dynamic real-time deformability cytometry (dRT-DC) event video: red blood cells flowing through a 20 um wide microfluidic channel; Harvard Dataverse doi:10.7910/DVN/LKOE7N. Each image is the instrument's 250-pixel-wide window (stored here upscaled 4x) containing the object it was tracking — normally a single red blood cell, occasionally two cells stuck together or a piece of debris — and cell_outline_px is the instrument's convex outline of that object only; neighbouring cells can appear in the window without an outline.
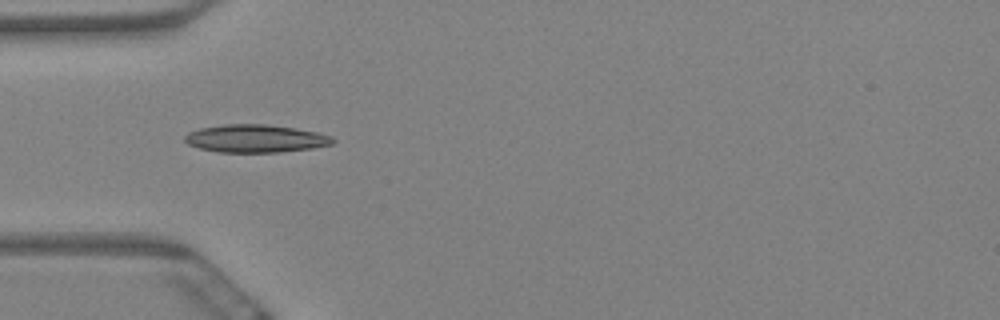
{"species": "Egyptian fruit bat (a non-hibernating species)", "species_latin": "Rousettus aegyptiacus", "temperature_condition": "warm", "stored_images_in_passage": 5, "camera_frame_rate_fps": 3000, "um_per_image_px": 0.085, "animal": {"sex": "female"}, "frame": {"image": 1, "passage_image": 3, "time_ms": 0.667, "image_size_px": [1000, 320], "cell_outline_px": [[336, 140], [332, 144], [312, 148], [276, 152], [220, 152], [200, 148], [188, 144], [184, 140], [184, 136], [188, 132], [200, 128], [224, 124], [264, 124], [296, 128], [316, 132], [332, 136]], "centroid_in_image_um": [21.71, 11.77], "position_along_channel_um": 63.3, "area_um2": 23.93}}
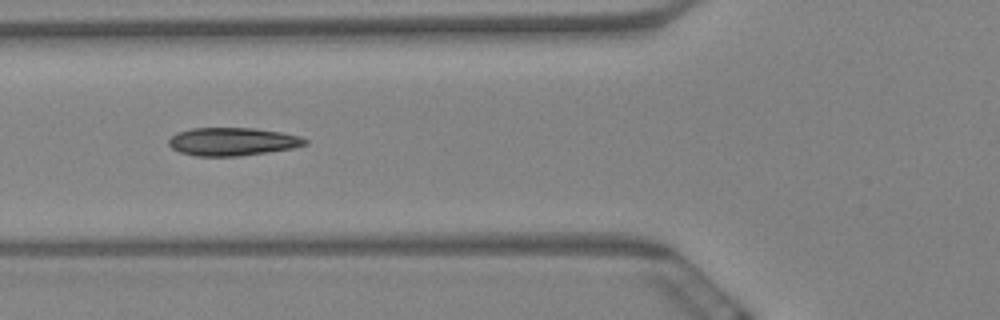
{"frame": {"image": 2, "passage_image": 4, "time_ms": 1.0, "image_size_px": [1000, 320], "cell_outline_px": [[308, 144], [292, 148], [268, 152], [240, 156], [196, 156], [180, 152], [172, 148], [168, 144], [168, 140], [176, 132], [192, 128], [256, 128], [280, 132], [300, 136], [308, 140]], "centroid_in_image_um": [19.76, 12.03], "position_along_channel_um": 106.0, "area_um2": 22.37}}
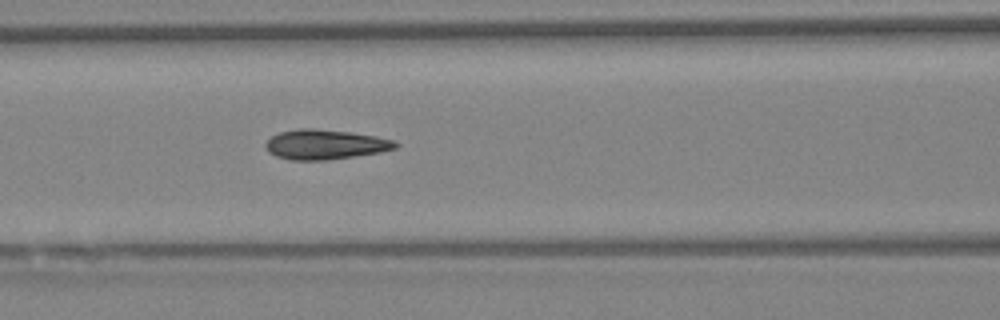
{"frame": {"image": 3, "passage_image": 5, "time_ms": 1.333, "image_size_px": [1000, 320], "cell_outline_px": [[400, 144], [396, 148], [380, 152], [328, 160], [288, 160], [276, 156], [268, 152], [264, 148], [264, 144], [272, 136], [280, 132], [300, 128], [312, 128], [352, 132], [376, 136], [392, 140]], "centroid_in_image_um": [27.61, 12.28], "position_along_channel_um": 139.0, "area_um2": 22.66}}